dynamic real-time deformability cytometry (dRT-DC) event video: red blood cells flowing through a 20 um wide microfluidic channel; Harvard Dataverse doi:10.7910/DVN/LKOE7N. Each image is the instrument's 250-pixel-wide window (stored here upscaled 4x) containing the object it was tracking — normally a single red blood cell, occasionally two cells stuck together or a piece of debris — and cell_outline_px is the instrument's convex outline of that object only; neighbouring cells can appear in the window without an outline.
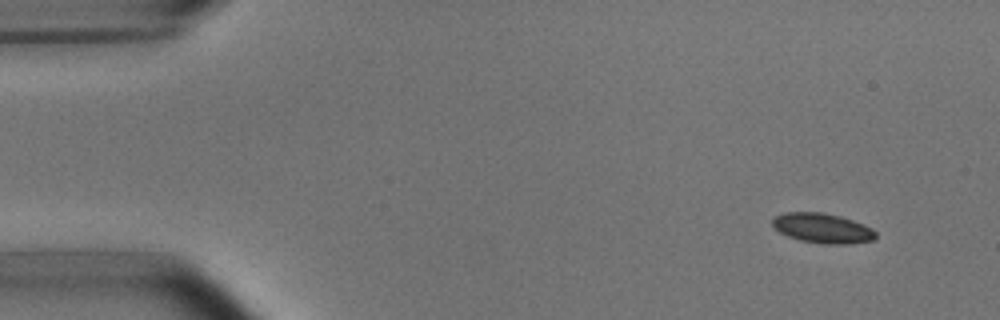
{"species": "common noctule bat (a hibernating species)", "species_latin": "Nyctalus noctula", "temperature_condition": "room temperature", "stored_images_in_passage": 4, "camera_frame_rate_fps": 3000, "um_per_image_px": 0.085, "animal": {"sex": "male", "body_mass_g": 15.6}, "frame": {"image": 1, "passage_image": 1, "time_ms": 0.0, "image_size_px": [1000, 320], "cell_outline_px": [[876, 240], [848, 244], [824, 244], [800, 240], [788, 236], [780, 232], [772, 224], [772, 220], [776, 216], [784, 212], [824, 212], [840, 216], [864, 224], [872, 228], [876, 232]], "centroid_in_image_um": [69.95, 19.39], "position_along_channel_um": 15.1, "area_um2": 18.03}}
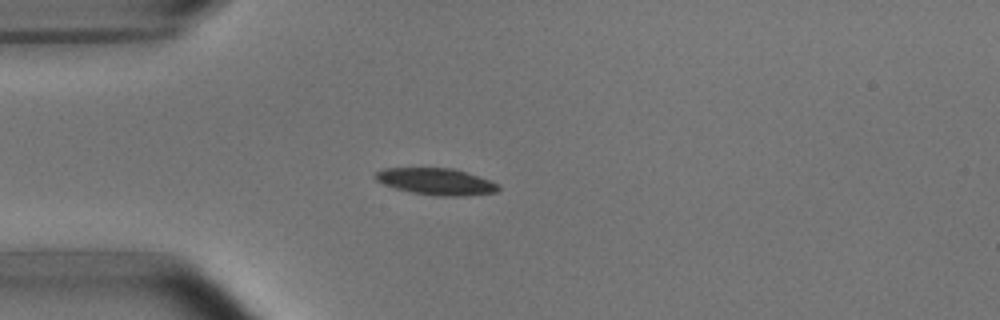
{"frame": {"image": 2, "passage_image": 4, "time_ms": 3.333, "image_size_px": [1000, 320], "cell_outline_px": [[500, 188], [496, 192], [464, 196], [436, 196], [412, 192], [396, 188], [384, 184], [376, 180], [372, 176], [376, 172], [384, 168], [452, 168], [500, 184]], "centroid_in_image_um": [37.05, 15.43], "position_along_channel_um": 48.0, "area_um2": 18.96}}